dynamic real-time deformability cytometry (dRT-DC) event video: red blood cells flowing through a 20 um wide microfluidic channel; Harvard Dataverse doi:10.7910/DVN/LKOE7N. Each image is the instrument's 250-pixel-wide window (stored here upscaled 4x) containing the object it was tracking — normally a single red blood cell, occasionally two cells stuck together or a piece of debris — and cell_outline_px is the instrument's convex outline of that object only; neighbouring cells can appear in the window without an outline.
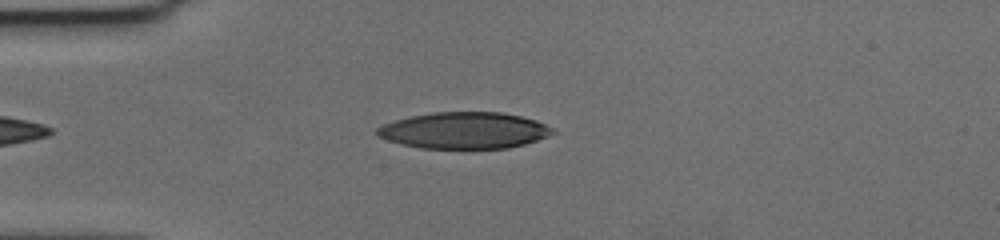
{"species": "human", "species_latin": "Homo sapiens", "temperature_condition": "cold", "stored_images_in_passage": 41, "camera_frame_rate_fps": 3000, "um_per_image_px": 0.085, "donor": {"sex": "female"}, "frame": {"image": 1, "passage_image": 3, "time_ms": 0.667, "image_size_px": [1000, 240], "cell_outline_px": [[556, 132], [548, 136], [524, 144], [508, 148], [420, 148], [400, 144], [376, 136], [376, 128], [384, 124], [396, 120], [412, 116], [432, 112], [500, 112], [520, 116], [536, 120], [552, 128]], "centroid_in_image_um": [39.44, 11.09], "position_along_channel_um": 45.6, "area_um2": 37.17}}
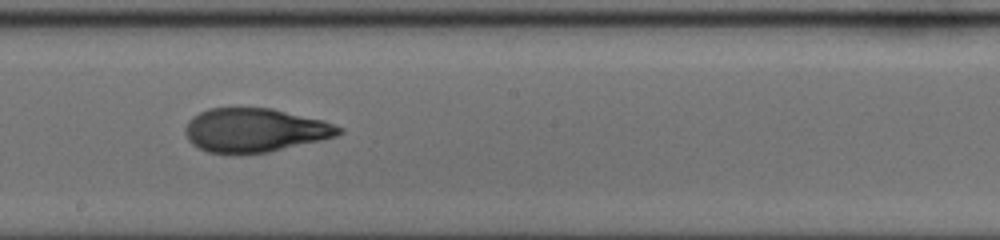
{"frame": {"image": 2, "passage_image": 20, "time_ms": 6.333, "image_size_px": [1000, 240], "cell_outline_px": [[344, 132], [336, 136], [320, 140], [268, 152], [208, 152], [192, 144], [188, 140], [184, 132], [184, 128], [188, 120], [192, 116], [208, 108], [272, 108], [324, 120], [344, 128]], "centroid_in_image_um": [21.67, 11.04], "position_along_channel_um": 226.5, "area_um2": 38.96}}
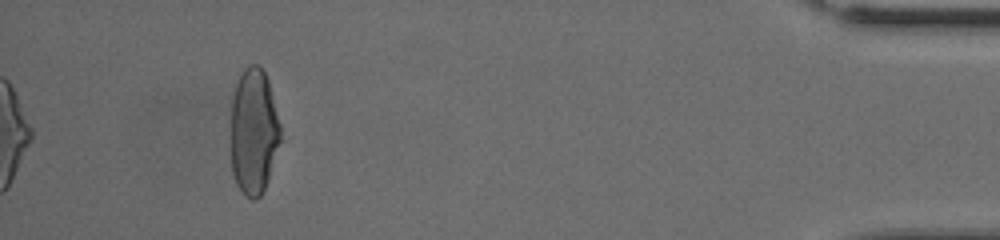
{"frame": {"image": 3, "passage_image": 41, "time_ms": 13.333, "image_size_px": [1000, 240], "cell_outline_px": [[284, 140], [268, 180], [260, 196], [256, 200], [252, 200], [244, 196], [236, 184], [232, 172], [232, 96], [236, 80], [244, 68], [248, 64], [260, 64], [268, 80], [280, 124]], "centroid_in_image_um": [21.6, 11.19], "position_along_channel_um": 413.6, "area_um2": 37.34}, "authors_computed_cell_mechanics": {"area_um2": 38.9572, "velocity_mm_per_s": 3.5857, "shape_relaxation_time_tau1_ms": 5.5851, "shape_relaxation_time_tau2_ms": 1.6458, "deformation_change_tau1": 0.2237, "deformation_change_tau2": 0.0867}}